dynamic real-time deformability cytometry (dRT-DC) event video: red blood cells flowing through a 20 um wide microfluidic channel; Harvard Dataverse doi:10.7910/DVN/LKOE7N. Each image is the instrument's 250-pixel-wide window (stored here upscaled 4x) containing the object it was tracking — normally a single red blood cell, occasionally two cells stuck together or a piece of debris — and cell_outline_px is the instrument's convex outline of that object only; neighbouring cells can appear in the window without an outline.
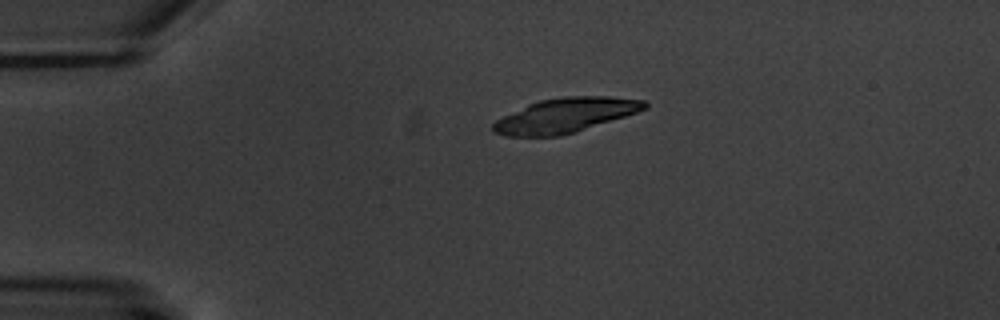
{"species": "common noctule bat (a hibernating species)", "species_latin": "Nyctalus noctula", "temperature_condition": "warm", "stored_images_in_passage": 2, "camera_frame_rate_fps": 3000, "um_per_image_px": 0.085, "animal": {"sex": "male", "body_mass_g": 20.1, "forearm_length_mm": 53.5}, "frame": {"image": 1, "passage_image": 1, "time_ms": 0.0, "image_size_px": [1000, 320], "cell_outline_px": [[648, 108], [576, 132], [560, 136], [504, 136], [492, 132], [492, 124], [496, 120], [528, 104], [540, 100], [564, 96], [608, 96], [644, 100], [648, 104]], "centroid_in_image_um": [48.03, 9.8], "position_along_channel_um": 37.0, "area_um2": 30.35}}